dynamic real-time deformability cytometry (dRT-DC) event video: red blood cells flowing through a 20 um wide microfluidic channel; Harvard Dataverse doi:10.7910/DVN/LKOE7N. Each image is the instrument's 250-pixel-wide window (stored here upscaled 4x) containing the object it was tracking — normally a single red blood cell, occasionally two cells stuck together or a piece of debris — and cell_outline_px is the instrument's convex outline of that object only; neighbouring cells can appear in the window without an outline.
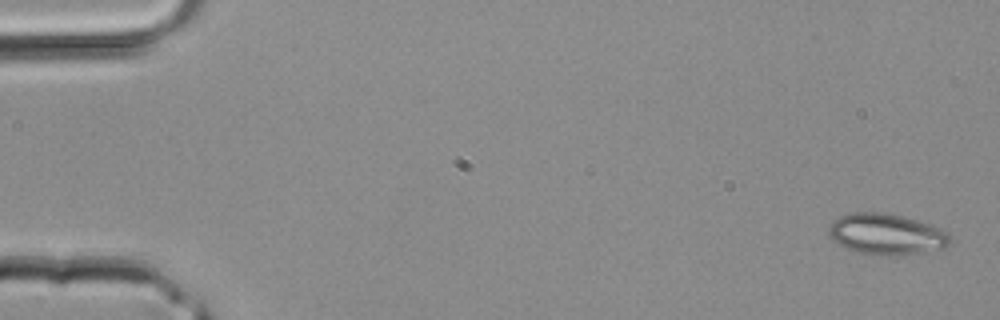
{"species": "common noctule bat (a hibernating species)", "species_latin": "Nyctalus noctula", "temperature_condition": "room temperature", "stored_images_in_passage": 4, "camera_frame_rate_fps": 3000, "um_per_image_px": 0.085, "animal": {"sex": "male", "body_mass_g": 20.4}, "frame": {"image": 1, "passage_image": 1, "time_ms": 0.0, "image_size_px": [1000, 320], "cell_outline_px": [[952, 240], [944, 248], [928, 252], [900, 256], [864, 256], [836, 244], [828, 236], [828, 228], [832, 220], [840, 216], [852, 212], [884, 212], [904, 216], [928, 224], [948, 232]], "centroid_in_image_um": [75.3, 19.94], "position_along_channel_um": 9.7, "area_um2": 29.94}}